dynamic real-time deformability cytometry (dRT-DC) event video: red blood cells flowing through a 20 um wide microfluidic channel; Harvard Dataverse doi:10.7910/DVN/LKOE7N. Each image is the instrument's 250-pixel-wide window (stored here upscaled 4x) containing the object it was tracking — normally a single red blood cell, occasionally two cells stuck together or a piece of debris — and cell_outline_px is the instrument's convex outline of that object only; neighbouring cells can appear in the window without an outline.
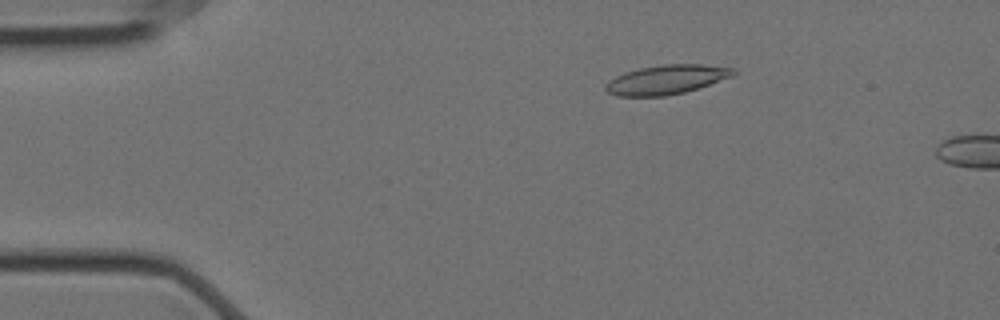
{"species": "Egyptian fruit bat (a non-hibernating species)", "species_latin": "Rousettus aegyptiacus", "temperature_condition": "cold", "stored_images_in_passage": 4, "camera_frame_rate_fps": 3000, "um_per_image_px": 0.085, "animal": {"sex": "female"}, "frame": {"image": 1, "passage_image": 1, "time_ms": 0.0, "image_size_px": [1000, 320], "cell_outline_px": [[736, 72], [732, 76], [684, 92], [664, 96], [616, 96], [608, 92], [604, 88], [604, 84], [608, 80], [624, 72], [640, 68], [664, 64], [700, 64], [736, 68]], "centroid_in_image_um": [56.6, 6.76], "position_along_channel_um": 28.4, "area_um2": 21.68}}